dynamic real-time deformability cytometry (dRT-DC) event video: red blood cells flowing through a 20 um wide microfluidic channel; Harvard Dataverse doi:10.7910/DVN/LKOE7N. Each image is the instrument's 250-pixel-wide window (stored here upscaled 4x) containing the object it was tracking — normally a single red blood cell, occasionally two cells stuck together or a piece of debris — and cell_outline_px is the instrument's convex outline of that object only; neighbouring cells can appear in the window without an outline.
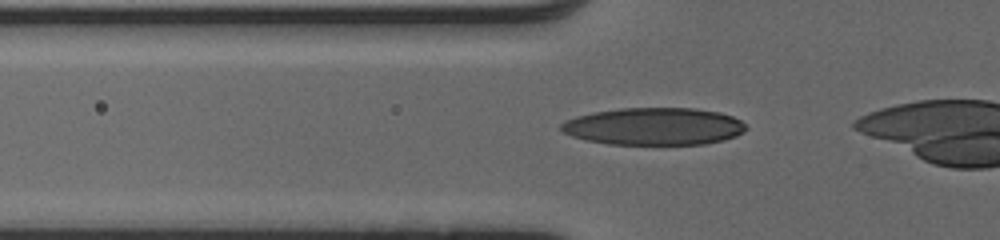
{"species": "human", "species_latin": "Homo sapiens", "temperature_condition": "cold", "stored_images_in_passage": 30, "camera_frame_rate_fps": 3000, "um_per_image_px": 0.085, "donor": {"sex": "male"}, "frame": {"image": 1, "passage_image": 3, "time_ms": 0.667, "image_size_px": [1000, 240], "cell_outline_px": [[748, 128], [744, 132], [736, 136], [724, 140], [704, 144], [608, 144], [584, 140], [572, 136], [564, 132], [560, 128], [560, 124], [576, 116], [592, 112], [620, 108], [696, 108], [720, 112], [732, 116], [740, 120]], "centroid_in_image_um": [55.6, 10.74], "position_along_channel_um": 70.2, "area_um2": 40.4}}
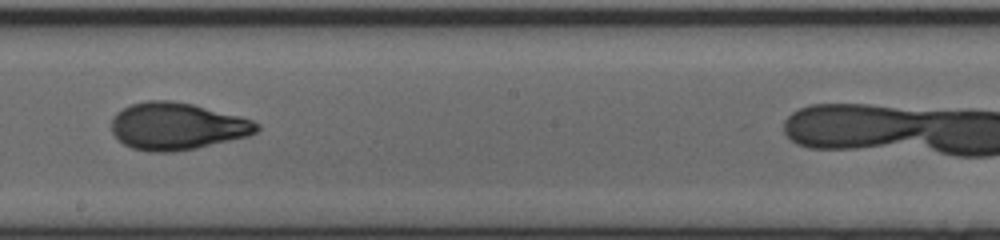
{"frame": {"image": 2, "passage_image": 15, "time_ms": 4.667, "image_size_px": [1000, 240], "cell_outline_px": [[260, 128], [256, 132], [248, 136], [196, 148], [172, 152], [148, 152], [132, 148], [124, 144], [112, 132], [112, 116], [116, 112], [132, 104], [148, 100], [172, 100], [192, 104], [240, 116], [252, 120], [260, 124]], "centroid_in_image_um": [15.04, 10.73], "position_along_channel_um": 233.2, "area_um2": 39.88}}
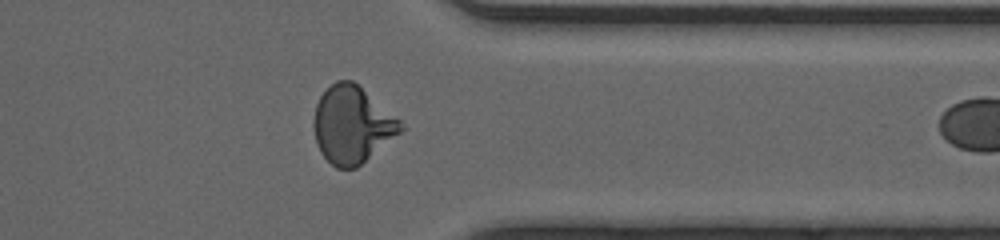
{"frame": {"image": 3, "passage_image": 26, "time_ms": 8.333, "image_size_px": [1000, 240], "cell_outline_px": [[404, 128], [400, 132], [356, 168], [336, 168], [320, 152], [316, 144], [312, 124], [312, 120], [316, 104], [320, 96], [336, 80], [352, 80], [400, 120]], "centroid_in_image_um": [29.88, 10.61], "position_along_channel_um": 381.5, "area_um2": 38.55}, "authors_computed_cell_mechanics": {"area_um2": 38.726, "velocity_mm_per_s": 4.1308, "shape_relaxation_time_tau1_ms": 5.014, "shape_relaxation_time_tau2_ms": 0.8567, "deformation_change_tau1": 0.2357, "deformation_change_tau2": 0.0631}}